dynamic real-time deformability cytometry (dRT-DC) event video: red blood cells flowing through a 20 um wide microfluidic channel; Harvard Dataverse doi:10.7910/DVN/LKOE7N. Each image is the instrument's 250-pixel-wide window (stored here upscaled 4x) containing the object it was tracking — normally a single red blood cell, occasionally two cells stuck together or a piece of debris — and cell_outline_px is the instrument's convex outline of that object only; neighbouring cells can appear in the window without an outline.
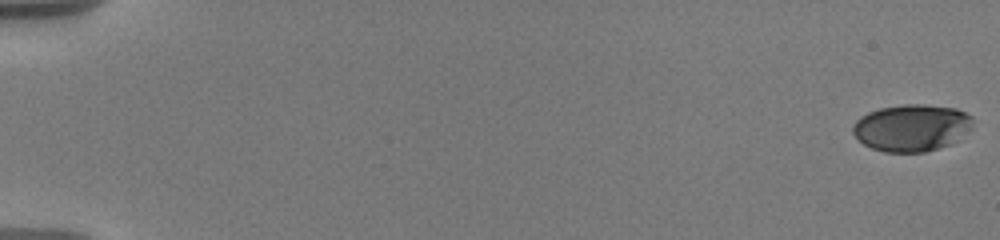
{"species": "human", "species_latin": "Homo sapiens", "temperature_condition": "warm", "stored_images_in_passage": 79, "camera_frame_rate_fps": 3000, "um_per_image_px": 0.085, "donor": {"sex": "male"}, "frame": {"image": 1, "passage_image": 1, "time_ms": 0.0, "image_size_px": [1000, 240], "cell_outline_px": [[972, 128], [956, 140], [948, 144], [924, 152], [884, 152], [872, 148], [864, 144], [852, 132], [852, 128], [856, 120], [860, 116], [868, 112], [880, 108], [904, 104], [924, 104], [956, 108], [972, 116]], "centroid_in_image_um": [77.47, 10.84], "position_along_channel_um": 7.5, "area_um2": 32.71}}
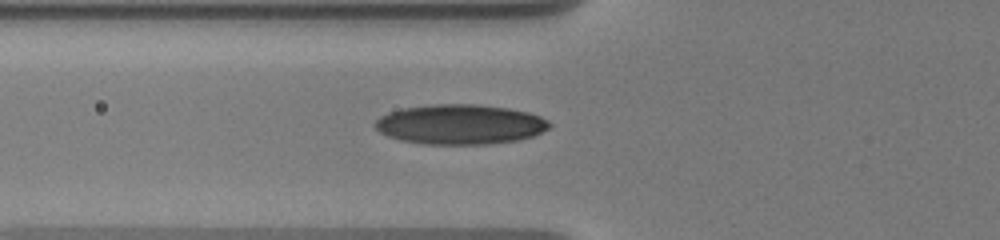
{"frame": {"image": 2, "passage_image": 42, "time_ms": 7.333, "image_size_px": [1000, 240], "cell_outline_px": [[552, 124], [548, 128], [532, 136], [516, 140], [484, 144], [424, 144], [400, 140], [388, 136], [380, 132], [376, 128], [376, 120], [380, 116], [388, 112], [400, 108], [432, 104], [476, 104], [508, 108], [528, 112], [540, 116], [548, 120]], "centroid_in_image_um": [39.09, 10.56], "position_along_channel_um": 86.7, "area_um2": 40.46}}
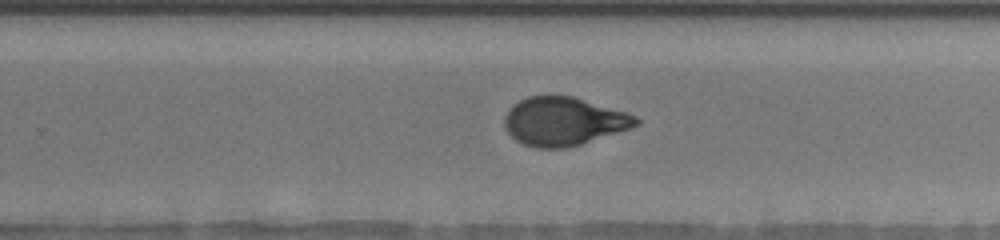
{"frame": {"image": 3, "passage_image": 78, "time_ms": 12.667, "image_size_px": [1000, 240], "cell_outline_px": [[640, 124], [632, 128], [568, 148], [536, 148], [524, 144], [516, 140], [504, 128], [504, 116], [508, 108], [512, 104], [528, 96], [552, 92], [572, 96], [628, 112], [636, 116], [640, 120]], "centroid_in_image_um": [47.9, 10.28], "position_along_channel_um": 281.9, "area_um2": 37.97}}